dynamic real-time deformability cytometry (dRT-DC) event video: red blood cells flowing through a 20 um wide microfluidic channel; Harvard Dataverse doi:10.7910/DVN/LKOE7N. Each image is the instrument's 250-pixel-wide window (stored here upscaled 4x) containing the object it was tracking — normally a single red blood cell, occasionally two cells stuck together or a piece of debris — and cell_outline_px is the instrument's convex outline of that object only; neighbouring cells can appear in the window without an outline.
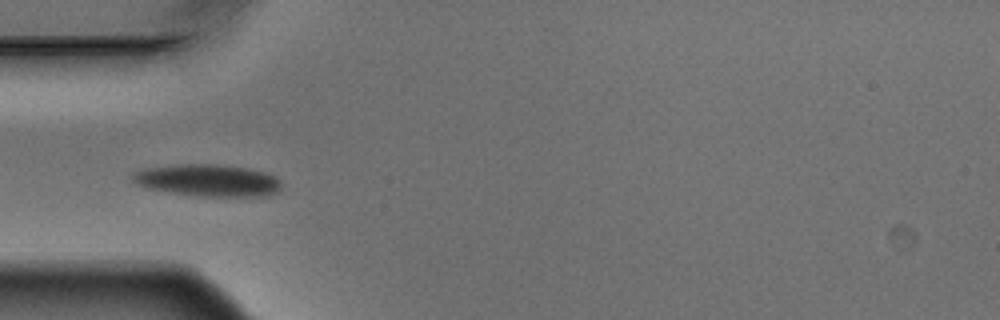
{"species": "Egyptian fruit bat (a non-hibernating species)", "species_latin": "Rousettus aegyptiacus", "temperature_condition": "warm", "stored_images_in_passage": 6, "camera_frame_rate_fps": 3000, "um_per_image_px": 0.085, "animal": {"sex": "male"}, "frame": {"image": 1, "passage_image": 5, "time_ms": 1.333, "image_size_px": [1000, 320], "cell_outline_px": [[280, 192], [268, 196], [196, 196], [148, 188], [136, 184], [132, 180], [132, 176], [136, 172], [144, 168], [176, 164], [216, 164], [244, 168], [264, 172], [280, 180]], "centroid_in_image_um": [17.67, 15.33], "position_along_channel_um": 67.3, "area_um2": 27.63}}
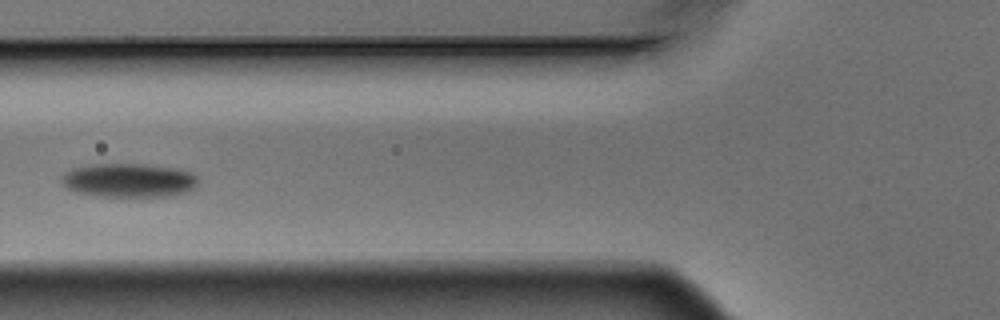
{"frame": {"image": 2, "passage_image": 6, "time_ms": 1.667, "image_size_px": [1000, 320], "cell_outline_px": [[196, 188], [184, 192], [168, 196], [100, 196], [76, 192], [60, 184], [60, 176], [64, 172], [72, 168], [96, 164], [144, 164], [180, 168], [192, 172], [196, 176]], "centroid_in_image_um": [10.92, 15.31], "position_along_channel_um": 114.9, "area_um2": 27.11}}